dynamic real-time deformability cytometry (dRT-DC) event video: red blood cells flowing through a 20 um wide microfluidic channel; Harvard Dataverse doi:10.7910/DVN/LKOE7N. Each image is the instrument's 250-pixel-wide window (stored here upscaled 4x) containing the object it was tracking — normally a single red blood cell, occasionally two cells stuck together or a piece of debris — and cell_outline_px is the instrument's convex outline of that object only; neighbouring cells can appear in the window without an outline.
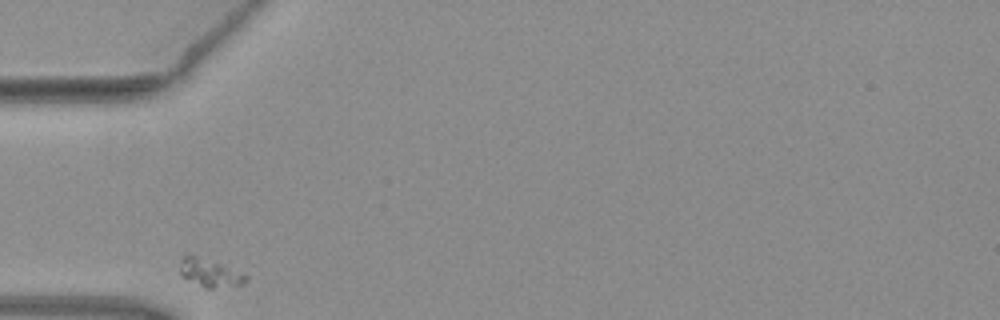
{"species": "common noctule bat (a hibernating species)", "species_latin": "Nyctalus noctula", "temperature_condition": "warm", "stored_images_in_passage": 4, "camera_frame_rate_fps": 3000, "um_per_image_px": 0.085, "animal": {"sex": "female", "body_mass_g": 19.3, "forearm_length_mm": 54.1}, "frame": {"image": 1, "passage_image": 1, "time_ms": 0.0, "image_size_px": [1000, 320], "cell_outline_px": [[248, 280], [244, 284], [212, 288], [204, 288], [184, 276], [180, 272], [180, 260], [188, 252], [216, 260], [244, 272], [248, 276]], "centroid_in_image_um": [17.89, 23.13], "position_along_channel_um": 67.1, "area_um2": 11.27}}
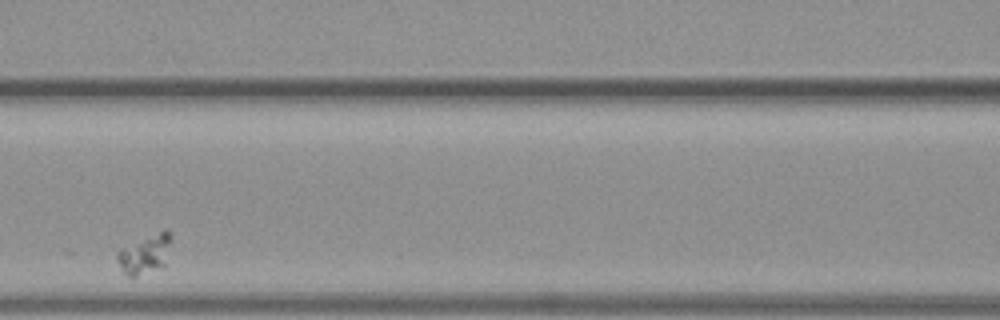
{"frame": {"image": 2, "passage_image": 3, "time_ms": 0.667, "image_size_px": [1000, 320], "cell_outline_px": [[172, 236], [164, 264], [136, 276], [128, 276], [124, 272], [116, 256], [116, 252], [164, 228], [168, 228]], "centroid_in_image_um": [12.35, 21.54], "position_along_channel_um": 154.3, "area_um2": 11.68}}
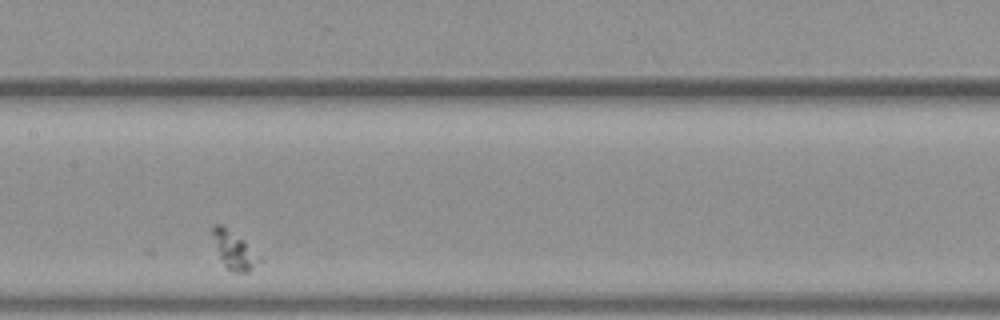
{"frame": {"image": 3, "passage_image": 4, "time_ms": 1.0, "image_size_px": [1000, 320], "cell_outline_px": [[264, 260], [248, 272], [232, 272], [224, 264], [208, 232], [216, 224], [224, 224], [244, 240]], "centroid_in_image_um": [19.89, 21.23], "position_along_channel_um": 187.5, "area_um2": 10.58}}